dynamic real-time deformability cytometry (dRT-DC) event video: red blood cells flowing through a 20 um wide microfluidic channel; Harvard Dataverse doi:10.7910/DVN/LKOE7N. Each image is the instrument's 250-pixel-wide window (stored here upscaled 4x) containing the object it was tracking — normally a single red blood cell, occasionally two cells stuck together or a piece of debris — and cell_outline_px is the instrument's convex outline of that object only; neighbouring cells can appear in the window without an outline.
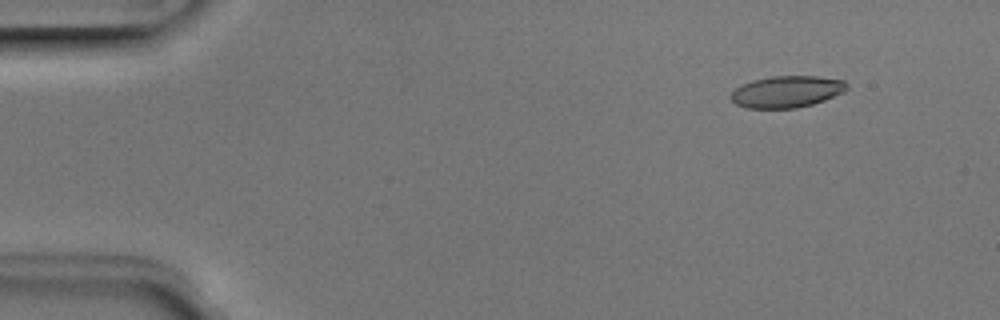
{"species": "Egyptian fruit bat (a non-hibernating species)", "species_latin": "Rousettus aegyptiacus", "temperature_condition": "room temperature", "stored_images_in_passage": 3, "camera_frame_rate_fps": 3000, "um_per_image_px": 0.085, "animal": {"sex": "male"}, "frame": {"image": 1, "passage_image": 2, "time_ms": 0.333, "image_size_px": [1000, 320], "cell_outline_px": [[848, 88], [844, 92], [824, 100], [812, 104], [796, 108], [748, 108], [736, 104], [728, 96], [736, 88], [752, 80], [772, 76], [816, 76], [844, 80], [848, 84]], "centroid_in_image_um": [66.88, 7.79], "position_along_channel_um": 18.1, "area_um2": 21.39}}